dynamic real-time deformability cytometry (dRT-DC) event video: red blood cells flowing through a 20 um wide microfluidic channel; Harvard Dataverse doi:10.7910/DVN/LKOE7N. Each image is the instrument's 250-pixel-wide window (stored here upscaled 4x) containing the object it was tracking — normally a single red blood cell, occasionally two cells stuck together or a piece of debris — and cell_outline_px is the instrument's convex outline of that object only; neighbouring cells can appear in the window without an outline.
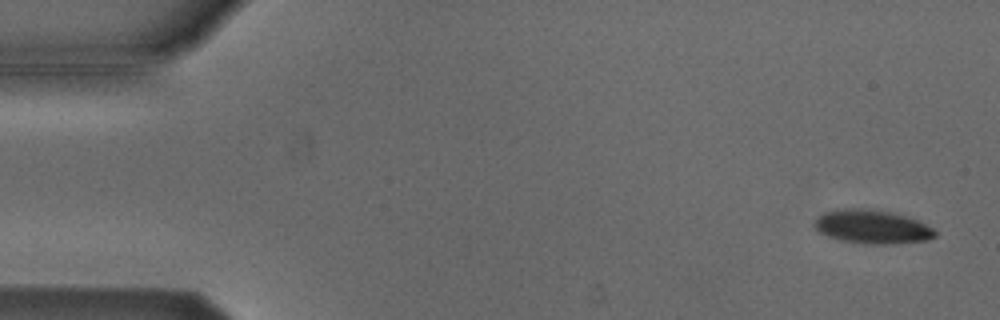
{"species": "Egyptian fruit bat (a non-hibernating species)", "species_latin": "Rousettus aegyptiacus", "temperature_condition": "cold", "stored_images_in_passage": 6, "camera_frame_rate_fps": 3000, "um_per_image_px": 0.085, "animal": {"sex": "male"}, "frame": {"image": 1, "passage_image": 1, "time_ms": 0.0, "image_size_px": [1000, 320], "cell_outline_px": [[936, 236], [928, 240], [892, 244], [864, 244], [840, 240], [828, 236], [820, 232], [812, 224], [824, 212], [836, 208], [864, 208], [892, 212], [916, 220], [932, 228], [936, 232]], "centroid_in_image_um": [74.11, 19.27], "position_along_channel_um": 10.9, "area_um2": 23.7}}
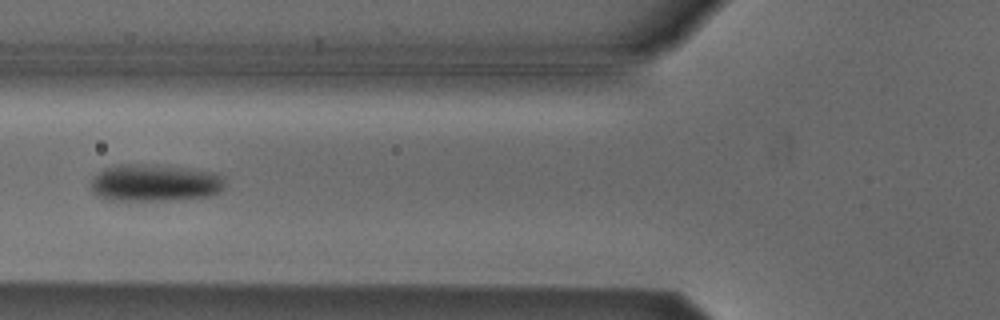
{"frame": {"image": 2, "passage_image": 5, "time_ms": 1.333, "image_size_px": [1000, 320], "cell_outline_px": [[224, 188], [220, 192], [212, 196], [164, 200], [104, 200], [96, 196], [92, 192], [92, 180], [104, 168], [120, 164], [156, 164], [188, 168], [212, 172], [224, 176]], "centroid_in_image_um": [13.17, 15.54], "position_along_channel_um": 112.6, "area_um2": 29.25}}
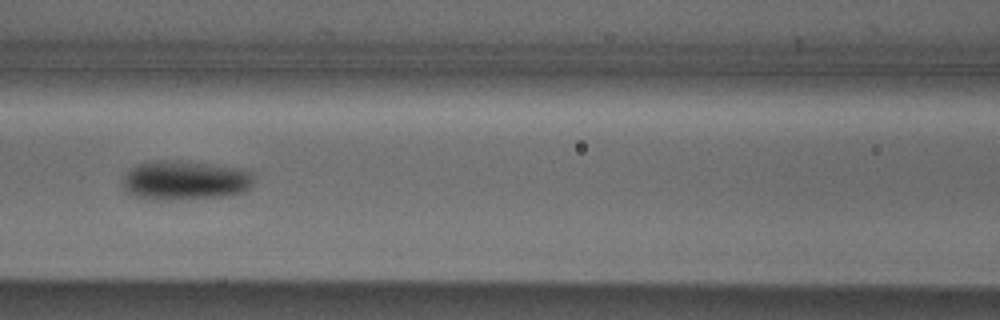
{"frame": {"image": 3, "passage_image": 6, "time_ms": 1.667, "image_size_px": [1000, 320], "cell_outline_px": [[256, 172], [252, 184], [244, 192], [224, 196], [168, 200], [148, 200], [132, 196], [124, 188], [124, 176], [136, 164], [152, 160], [176, 160], [212, 164], [244, 168]], "centroid_in_image_um": [15.76, 15.32], "position_along_channel_um": 150.8, "area_um2": 30.58}}